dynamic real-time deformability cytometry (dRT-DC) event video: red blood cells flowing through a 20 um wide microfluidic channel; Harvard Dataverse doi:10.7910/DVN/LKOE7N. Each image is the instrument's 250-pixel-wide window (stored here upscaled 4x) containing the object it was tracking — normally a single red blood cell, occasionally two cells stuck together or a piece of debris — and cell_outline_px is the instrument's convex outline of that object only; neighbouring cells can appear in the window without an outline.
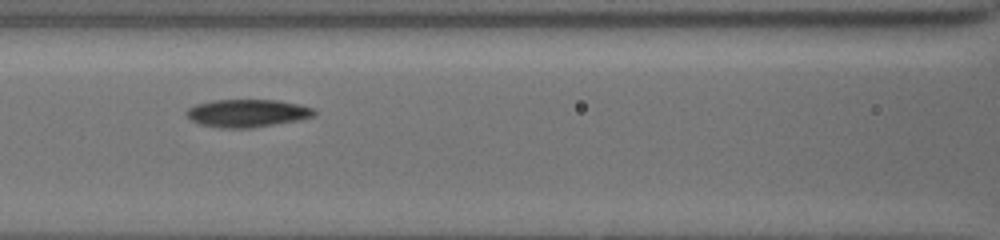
{"species": "common noctule bat (a hibernating species)", "species_latin": "Nyctalus noctula", "temperature_condition": "cold", "stored_images_in_passage": 7, "camera_frame_rate_fps": 3000, "um_per_image_px": 0.085, "animal": {"sex": "female", "body_mass_g": 19.5, "forearm_length_mm": 54.1}, "frame": {"image": 1, "passage_image": 5, "time_ms": 4.0, "image_size_px": [1000, 240], "cell_outline_px": [[316, 116], [296, 120], [252, 128], [220, 128], [200, 124], [192, 120], [184, 112], [188, 108], [196, 104], [212, 100], [276, 100], [300, 104], [316, 108]], "centroid_in_image_um": [21.04, 9.61], "position_along_channel_um": 145.6, "area_um2": 20.75}}
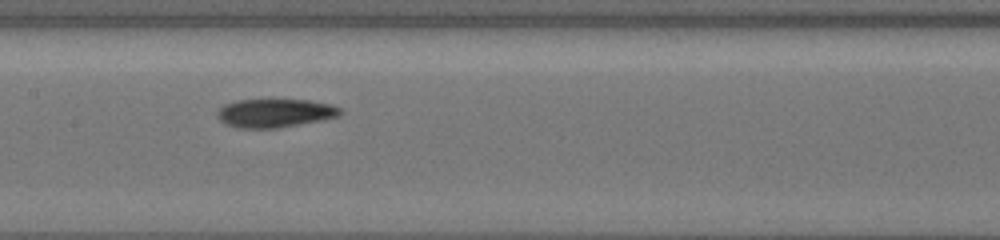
{"frame": {"image": 2, "passage_image": 6, "time_ms": 5.0, "image_size_px": [1000, 240], "cell_outline_px": [[344, 112], [340, 116], [320, 120], [276, 128], [240, 128], [224, 124], [216, 116], [216, 112], [224, 104], [236, 100], [268, 96], [312, 100], [332, 104], [340, 108]], "centroid_in_image_um": [23.36, 9.54], "position_along_channel_um": 184.0, "area_um2": 21.62}}
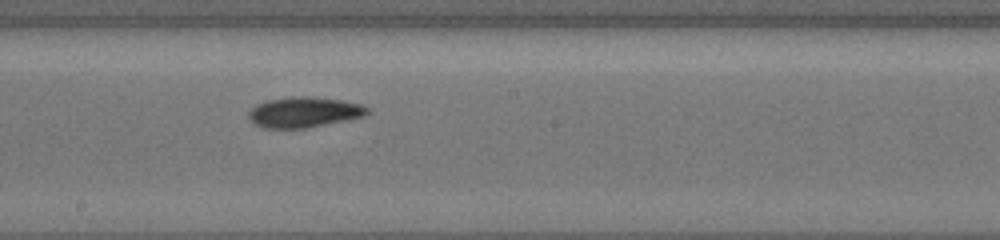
{"frame": {"image": 3, "passage_image": 7, "time_ms": 6.0, "image_size_px": [1000, 240], "cell_outline_px": [[372, 112], [364, 116], [304, 128], [264, 128], [256, 124], [248, 116], [248, 112], [256, 104], [268, 100], [292, 96], [312, 96], [344, 100], [360, 104], [368, 108]], "centroid_in_image_um": [25.86, 9.51], "position_along_channel_um": 222.3, "area_um2": 20.98}}